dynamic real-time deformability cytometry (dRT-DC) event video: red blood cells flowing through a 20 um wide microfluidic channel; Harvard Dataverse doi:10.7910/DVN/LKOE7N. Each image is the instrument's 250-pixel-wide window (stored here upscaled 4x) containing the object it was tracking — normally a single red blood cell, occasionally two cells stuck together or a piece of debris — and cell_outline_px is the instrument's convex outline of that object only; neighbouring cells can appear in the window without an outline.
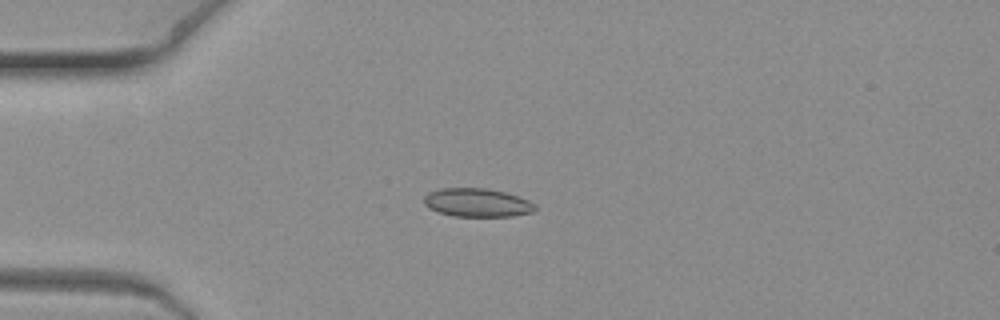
{"species": "common noctule bat (a hibernating species)", "species_latin": "Nyctalus noctula", "temperature_condition": "warm", "stored_images_in_passage": 6, "camera_frame_rate_fps": 3000, "um_per_image_px": 0.085, "animal": {"sex": "female", "body_mass_g": 19.3, "forearm_length_mm": 54.1}, "frame": {"image": 1, "passage_image": 5, "time_ms": 1.333, "image_size_px": [1000, 320], "cell_outline_px": [[536, 208], [532, 212], [512, 216], [452, 216], [428, 208], [424, 204], [424, 196], [428, 192], [440, 188], [484, 188], [504, 192], [528, 200], [536, 204]], "centroid_in_image_um": [40.53, 17.22], "position_along_channel_um": 44.5, "area_um2": 18.38}}